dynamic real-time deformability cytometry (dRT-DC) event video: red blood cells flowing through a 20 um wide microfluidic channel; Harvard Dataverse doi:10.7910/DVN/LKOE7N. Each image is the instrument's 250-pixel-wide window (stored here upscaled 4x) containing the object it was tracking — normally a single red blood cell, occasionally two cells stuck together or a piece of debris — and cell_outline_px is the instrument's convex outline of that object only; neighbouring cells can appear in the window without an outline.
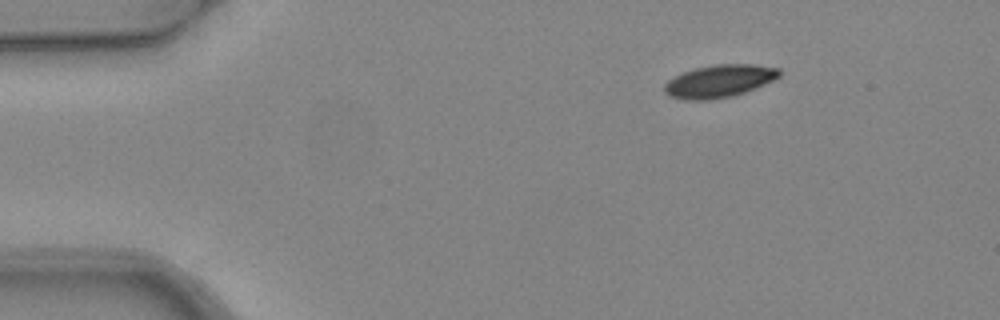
{"species": "common noctule bat (a hibernating species)", "species_latin": "Nyctalus noctula", "temperature_condition": "warm", "stored_images_in_passage": 4, "camera_frame_rate_fps": 3000, "um_per_image_px": 0.085, "animal": {"sex": "female", "body_mass_g": 24.6, "forearm_length_mm": 56.2}, "frame": {"image": 1, "passage_image": 1, "time_ms": 0.0, "image_size_px": [1000, 320], "cell_outline_px": [[780, 76], [756, 88], [732, 96], [704, 100], [688, 100], [668, 96], [664, 92], [664, 84], [668, 80], [684, 72], [696, 68], [716, 64], [752, 64], [780, 68]], "centroid_in_image_um": [61.13, 6.89], "position_along_channel_um": 23.9, "area_um2": 21.68}}